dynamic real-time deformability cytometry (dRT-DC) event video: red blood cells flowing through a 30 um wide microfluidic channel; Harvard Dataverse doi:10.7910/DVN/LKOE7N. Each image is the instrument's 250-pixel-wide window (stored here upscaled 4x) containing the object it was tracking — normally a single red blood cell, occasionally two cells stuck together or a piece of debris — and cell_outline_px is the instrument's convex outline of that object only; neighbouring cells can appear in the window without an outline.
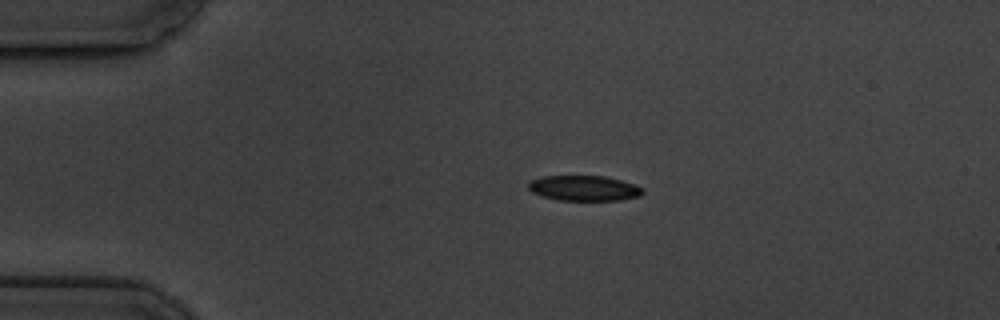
{"species": "common noctule bat (a hibernating species)", "species_latin": "Nyctalus noctula", "temperature_condition": "cold", "stored_images_in_passage": 8, "camera_frame_rate_fps": 3000, "um_per_image_px": 0.085, "animal": {"sex": "male", "body_mass_g": 19.5, "forearm_length_mm": 54.6}, "frame": {"image": 1, "passage_image": 3, "time_ms": 2.333, "image_size_px": [1000, 320], "cell_outline_px": [[644, 192], [640, 196], [620, 200], [556, 200], [540, 196], [532, 192], [528, 188], [528, 180], [540, 176], [604, 176], [620, 180], [644, 188]], "centroid_in_image_um": [49.59, 15.99], "position_along_channel_um": 35.4, "area_um2": 16.99}}
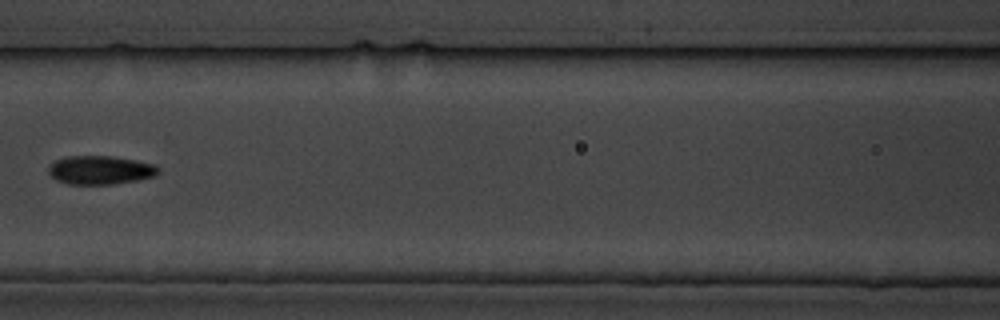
{"frame": {"image": 2, "passage_image": 7, "time_ms": 7.0, "image_size_px": [1000, 320], "cell_outline_px": [[160, 172], [156, 176], [136, 180], [112, 184], [68, 184], [56, 180], [48, 172], [48, 168], [56, 160], [64, 156], [112, 156], [136, 160], [152, 164], [160, 168]], "centroid_in_image_um": [8.53, 14.45], "position_along_channel_um": 158.1, "area_um2": 18.32}}
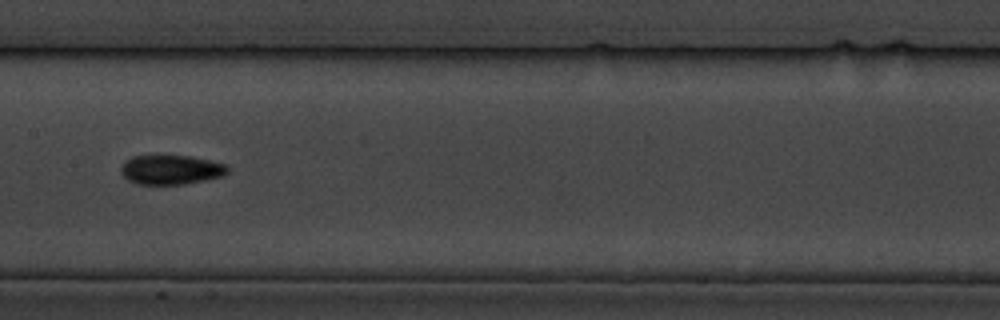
{"frame": {"image": 3, "passage_image": 8, "time_ms": 8.0, "image_size_px": [1000, 320], "cell_outline_px": [[228, 172], [224, 176], [184, 184], [136, 184], [128, 180], [120, 172], [120, 168], [128, 160], [136, 156], [188, 156], [208, 160], [224, 164], [228, 168]], "centroid_in_image_um": [14.54, 14.44], "position_along_channel_um": 192.9, "area_um2": 17.98}}